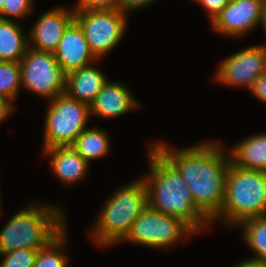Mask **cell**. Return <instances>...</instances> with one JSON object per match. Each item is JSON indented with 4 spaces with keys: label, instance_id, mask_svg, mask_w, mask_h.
Instances as JSON below:
<instances>
[{
    "label": "cell",
    "instance_id": "obj_1",
    "mask_svg": "<svg viewBox=\"0 0 266 267\" xmlns=\"http://www.w3.org/2000/svg\"><path fill=\"white\" fill-rule=\"evenodd\" d=\"M153 145L178 169L195 205L211 221L224 203L231 164L229 152L217 141H201L175 149L159 141Z\"/></svg>",
    "mask_w": 266,
    "mask_h": 267
},
{
    "label": "cell",
    "instance_id": "obj_2",
    "mask_svg": "<svg viewBox=\"0 0 266 267\" xmlns=\"http://www.w3.org/2000/svg\"><path fill=\"white\" fill-rule=\"evenodd\" d=\"M147 157L149 171L142 178L147 189L148 206L181 218L196 234L211 226V221L195 205L178 169L153 144Z\"/></svg>",
    "mask_w": 266,
    "mask_h": 267
},
{
    "label": "cell",
    "instance_id": "obj_3",
    "mask_svg": "<svg viewBox=\"0 0 266 267\" xmlns=\"http://www.w3.org/2000/svg\"><path fill=\"white\" fill-rule=\"evenodd\" d=\"M62 208L37 202L16 212L0 231V254L46 247L65 228Z\"/></svg>",
    "mask_w": 266,
    "mask_h": 267
},
{
    "label": "cell",
    "instance_id": "obj_4",
    "mask_svg": "<svg viewBox=\"0 0 266 267\" xmlns=\"http://www.w3.org/2000/svg\"><path fill=\"white\" fill-rule=\"evenodd\" d=\"M147 206V189L143 178L122 185L101 207L91 230V239L103 248L119 244Z\"/></svg>",
    "mask_w": 266,
    "mask_h": 267
},
{
    "label": "cell",
    "instance_id": "obj_5",
    "mask_svg": "<svg viewBox=\"0 0 266 267\" xmlns=\"http://www.w3.org/2000/svg\"><path fill=\"white\" fill-rule=\"evenodd\" d=\"M265 215L266 172L241 168L231 162L224 203L221 211L211 220V225L219 221L224 226L237 227L249 218Z\"/></svg>",
    "mask_w": 266,
    "mask_h": 267
},
{
    "label": "cell",
    "instance_id": "obj_6",
    "mask_svg": "<svg viewBox=\"0 0 266 267\" xmlns=\"http://www.w3.org/2000/svg\"><path fill=\"white\" fill-rule=\"evenodd\" d=\"M48 103L44 119L43 150L72 146L88 127L90 106L69 97L66 93L58 95Z\"/></svg>",
    "mask_w": 266,
    "mask_h": 267
},
{
    "label": "cell",
    "instance_id": "obj_7",
    "mask_svg": "<svg viewBox=\"0 0 266 267\" xmlns=\"http://www.w3.org/2000/svg\"><path fill=\"white\" fill-rule=\"evenodd\" d=\"M196 233L181 218L164 214L147 206L133 222L123 241L150 248H170ZM187 237V238H186Z\"/></svg>",
    "mask_w": 266,
    "mask_h": 267
},
{
    "label": "cell",
    "instance_id": "obj_8",
    "mask_svg": "<svg viewBox=\"0 0 266 267\" xmlns=\"http://www.w3.org/2000/svg\"><path fill=\"white\" fill-rule=\"evenodd\" d=\"M127 14L119 9L74 11L94 57L99 59L110 53L122 40L127 27Z\"/></svg>",
    "mask_w": 266,
    "mask_h": 267
},
{
    "label": "cell",
    "instance_id": "obj_9",
    "mask_svg": "<svg viewBox=\"0 0 266 267\" xmlns=\"http://www.w3.org/2000/svg\"><path fill=\"white\" fill-rule=\"evenodd\" d=\"M21 87L53 100L66 90V73L52 52L28 48L19 62Z\"/></svg>",
    "mask_w": 266,
    "mask_h": 267
},
{
    "label": "cell",
    "instance_id": "obj_10",
    "mask_svg": "<svg viewBox=\"0 0 266 267\" xmlns=\"http://www.w3.org/2000/svg\"><path fill=\"white\" fill-rule=\"evenodd\" d=\"M265 58L266 47L262 44L246 47L219 63L214 78L223 85L249 89L265 73Z\"/></svg>",
    "mask_w": 266,
    "mask_h": 267
},
{
    "label": "cell",
    "instance_id": "obj_11",
    "mask_svg": "<svg viewBox=\"0 0 266 267\" xmlns=\"http://www.w3.org/2000/svg\"><path fill=\"white\" fill-rule=\"evenodd\" d=\"M266 0H237L228 2L210 23L214 32L241 38L261 24Z\"/></svg>",
    "mask_w": 266,
    "mask_h": 267
},
{
    "label": "cell",
    "instance_id": "obj_12",
    "mask_svg": "<svg viewBox=\"0 0 266 267\" xmlns=\"http://www.w3.org/2000/svg\"><path fill=\"white\" fill-rule=\"evenodd\" d=\"M73 20L74 10L62 5L44 12L27 31L29 47L54 53L64 31Z\"/></svg>",
    "mask_w": 266,
    "mask_h": 267
},
{
    "label": "cell",
    "instance_id": "obj_13",
    "mask_svg": "<svg viewBox=\"0 0 266 267\" xmlns=\"http://www.w3.org/2000/svg\"><path fill=\"white\" fill-rule=\"evenodd\" d=\"M54 56L67 74L97 62L79 24L73 20L66 28Z\"/></svg>",
    "mask_w": 266,
    "mask_h": 267
},
{
    "label": "cell",
    "instance_id": "obj_14",
    "mask_svg": "<svg viewBox=\"0 0 266 267\" xmlns=\"http://www.w3.org/2000/svg\"><path fill=\"white\" fill-rule=\"evenodd\" d=\"M140 105L141 103H138L124 84L107 80L90 105V115L91 117L97 115L101 118H117L133 109L138 110Z\"/></svg>",
    "mask_w": 266,
    "mask_h": 267
},
{
    "label": "cell",
    "instance_id": "obj_15",
    "mask_svg": "<svg viewBox=\"0 0 266 267\" xmlns=\"http://www.w3.org/2000/svg\"><path fill=\"white\" fill-rule=\"evenodd\" d=\"M43 156H48L52 173L64 187L81 181L87 175L90 164L73 146L47 148L43 150Z\"/></svg>",
    "mask_w": 266,
    "mask_h": 267
},
{
    "label": "cell",
    "instance_id": "obj_16",
    "mask_svg": "<svg viewBox=\"0 0 266 267\" xmlns=\"http://www.w3.org/2000/svg\"><path fill=\"white\" fill-rule=\"evenodd\" d=\"M107 80L106 74L92 63L66 74L65 93L90 106Z\"/></svg>",
    "mask_w": 266,
    "mask_h": 267
},
{
    "label": "cell",
    "instance_id": "obj_17",
    "mask_svg": "<svg viewBox=\"0 0 266 267\" xmlns=\"http://www.w3.org/2000/svg\"><path fill=\"white\" fill-rule=\"evenodd\" d=\"M228 150L235 166L266 172V132L250 135Z\"/></svg>",
    "mask_w": 266,
    "mask_h": 267
},
{
    "label": "cell",
    "instance_id": "obj_18",
    "mask_svg": "<svg viewBox=\"0 0 266 267\" xmlns=\"http://www.w3.org/2000/svg\"><path fill=\"white\" fill-rule=\"evenodd\" d=\"M17 20L0 19V61L20 62L29 48L28 32Z\"/></svg>",
    "mask_w": 266,
    "mask_h": 267
},
{
    "label": "cell",
    "instance_id": "obj_19",
    "mask_svg": "<svg viewBox=\"0 0 266 267\" xmlns=\"http://www.w3.org/2000/svg\"><path fill=\"white\" fill-rule=\"evenodd\" d=\"M110 142L109 134L105 129L87 127L72 146L90 164L92 160L109 154Z\"/></svg>",
    "mask_w": 266,
    "mask_h": 267
},
{
    "label": "cell",
    "instance_id": "obj_20",
    "mask_svg": "<svg viewBox=\"0 0 266 267\" xmlns=\"http://www.w3.org/2000/svg\"><path fill=\"white\" fill-rule=\"evenodd\" d=\"M243 240L254 253V259L266 260V215L249 218L239 225Z\"/></svg>",
    "mask_w": 266,
    "mask_h": 267
},
{
    "label": "cell",
    "instance_id": "obj_21",
    "mask_svg": "<svg viewBox=\"0 0 266 267\" xmlns=\"http://www.w3.org/2000/svg\"><path fill=\"white\" fill-rule=\"evenodd\" d=\"M67 227L46 247L38 250L34 267H68V257L63 252L67 248Z\"/></svg>",
    "mask_w": 266,
    "mask_h": 267
},
{
    "label": "cell",
    "instance_id": "obj_22",
    "mask_svg": "<svg viewBox=\"0 0 266 267\" xmlns=\"http://www.w3.org/2000/svg\"><path fill=\"white\" fill-rule=\"evenodd\" d=\"M20 89L22 87L19 62L0 61V96L13 102Z\"/></svg>",
    "mask_w": 266,
    "mask_h": 267
},
{
    "label": "cell",
    "instance_id": "obj_23",
    "mask_svg": "<svg viewBox=\"0 0 266 267\" xmlns=\"http://www.w3.org/2000/svg\"><path fill=\"white\" fill-rule=\"evenodd\" d=\"M38 249H18L0 254V267H34Z\"/></svg>",
    "mask_w": 266,
    "mask_h": 267
},
{
    "label": "cell",
    "instance_id": "obj_24",
    "mask_svg": "<svg viewBox=\"0 0 266 267\" xmlns=\"http://www.w3.org/2000/svg\"><path fill=\"white\" fill-rule=\"evenodd\" d=\"M33 4V0H6L3 10L0 12V19H23V17L28 16L34 11Z\"/></svg>",
    "mask_w": 266,
    "mask_h": 267
},
{
    "label": "cell",
    "instance_id": "obj_25",
    "mask_svg": "<svg viewBox=\"0 0 266 267\" xmlns=\"http://www.w3.org/2000/svg\"><path fill=\"white\" fill-rule=\"evenodd\" d=\"M76 3L71 7L74 11L118 9V0H78Z\"/></svg>",
    "mask_w": 266,
    "mask_h": 267
},
{
    "label": "cell",
    "instance_id": "obj_26",
    "mask_svg": "<svg viewBox=\"0 0 266 267\" xmlns=\"http://www.w3.org/2000/svg\"><path fill=\"white\" fill-rule=\"evenodd\" d=\"M208 13L210 23L228 4L227 0H193Z\"/></svg>",
    "mask_w": 266,
    "mask_h": 267
},
{
    "label": "cell",
    "instance_id": "obj_27",
    "mask_svg": "<svg viewBox=\"0 0 266 267\" xmlns=\"http://www.w3.org/2000/svg\"><path fill=\"white\" fill-rule=\"evenodd\" d=\"M157 2V0H118V9L125 14H130V12L139 11L141 8H146L148 5Z\"/></svg>",
    "mask_w": 266,
    "mask_h": 267
},
{
    "label": "cell",
    "instance_id": "obj_28",
    "mask_svg": "<svg viewBox=\"0 0 266 267\" xmlns=\"http://www.w3.org/2000/svg\"><path fill=\"white\" fill-rule=\"evenodd\" d=\"M249 90L260 101L266 104V74L260 75L256 81L251 85Z\"/></svg>",
    "mask_w": 266,
    "mask_h": 267
},
{
    "label": "cell",
    "instance_id": "obj_29",
    "mask_svg": "<svg viewBox=\"0 0 266 267\" xmlns=\"http://www.w3.org/2000/svg\"><path fill=\"white\" fill-rule=\"evenodd\" d=\"M16 109L14 102L0 96V123L5 121Z\"/></svg>",
    "mask_w": 266,
    "mask_h": 267
},
{
    "label": "cell",
    "instance_id": "obj_30",
    "mask_svg": "<svg viewBox=\"0 0 266 267\" xmlns=\"http://www.w3.org/2000/svg\"><path fill=\"white\" fill-rule=\"evenodd\" d=\"M234 267H266V260L248 258L241 261Z\"/></svg>",
    "mask_w": 266,
    "mask_h": 267
},
{
    "label": "cell",
    "instance_id": "obj_31",
    "mask_svg": "<svg viewBox=\"0 0 266 267\" xmlns=\"http://www.w3.org/2000/svg\"><path fill=\"white\" fill-rule=\"evenodd\" d=\"M261 25L263 27V30H264V33H265V36H266V1H265L264 5H263V9H262V19H261L260 26ZM262 45L266 47V43L262 44Z\"/></svg>",
    "mask_w": 266,
    "mask_h": 267
},
{
    "label": "cell",
    "instance_id": "obj_32",
    "mask_svg": "<svg viewBox=\"0 0 266 267\" xmlns=\"http://www.w3.org/2000/svg\"><path fill=\"white\" fill-rule=\"evenodd\" d=\"M5 2H6V0H0V12L3 10Z\"/></svg>",
    "mask_w": 266,
    "mask_h": 267
},
{
    "label": "cell",
    "instance_id": "obj_33",
    "mask_svg": "<svg viewBox=\"0 0 266 267\" xmlns=\"http://www.w3.org/2000/svg\"><path fill=\"white\" fill-rule=\"evenodd\" d=\"M0 191H1V189H0ZM0 196H1V192H0ZM1 198V197H0ZM1 199H0V214H1Z\"/></svg>",
    "mask_w": 266,
    "mask_h": 267
},
{
    "label": "cell",
    "instance_id": "obj_34",
    "mask_svg": "<svg viewBox=\"0 0 266 267\" xmlns=\"http://www.w3.org/2000/svg\"><path fill=\"white\" fill-rule=\"evenodd\" d=\"M265 74H266V58H265Z\"/></svg>",
    "mask_w": 266,
    "mask_h": 267
}]
</instances>
